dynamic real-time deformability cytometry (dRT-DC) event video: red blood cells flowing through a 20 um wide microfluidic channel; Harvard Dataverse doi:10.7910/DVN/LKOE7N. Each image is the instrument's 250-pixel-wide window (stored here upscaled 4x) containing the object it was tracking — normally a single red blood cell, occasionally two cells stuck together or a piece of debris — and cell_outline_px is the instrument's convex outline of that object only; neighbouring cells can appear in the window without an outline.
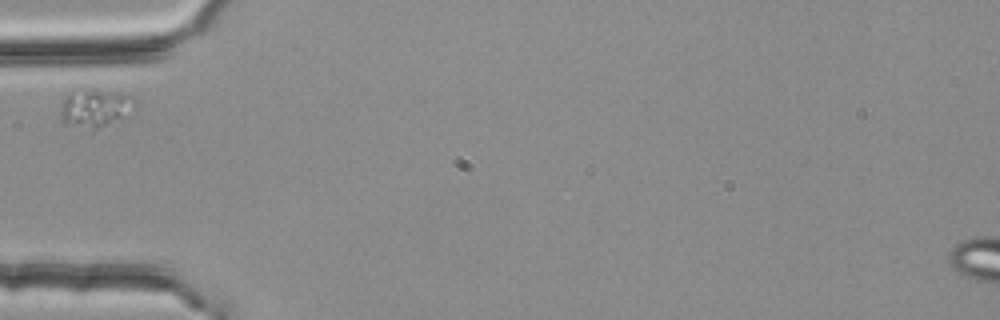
{"species": "common noctule bat (a hibernating species)", "species_latin": "Nyctalus noctula", "temperature_condition": "room temperature", "stored_images_in_passage": 1, "camera_frame_rate_fps": 3000, "um_per_image_px": 0.085, "animal": {"sex": "female", "body_mass_g": 25.1}, "frame": {"image": 1, "passage_image": 1, "time_ms": 0.0, "image_size_px": [1000, 320], "cell_outline_px": [[136, 104], [120, 116], [96, 128], [64, 124], [60, 120], [60, 112], [64, 100], [72, 92], [100, 92], [132, 96], [136, 100]], "centroid_in_image_um": [8.0, 9.21], "position_along_channel_um": 77.0, "area_um2": 14.74}}